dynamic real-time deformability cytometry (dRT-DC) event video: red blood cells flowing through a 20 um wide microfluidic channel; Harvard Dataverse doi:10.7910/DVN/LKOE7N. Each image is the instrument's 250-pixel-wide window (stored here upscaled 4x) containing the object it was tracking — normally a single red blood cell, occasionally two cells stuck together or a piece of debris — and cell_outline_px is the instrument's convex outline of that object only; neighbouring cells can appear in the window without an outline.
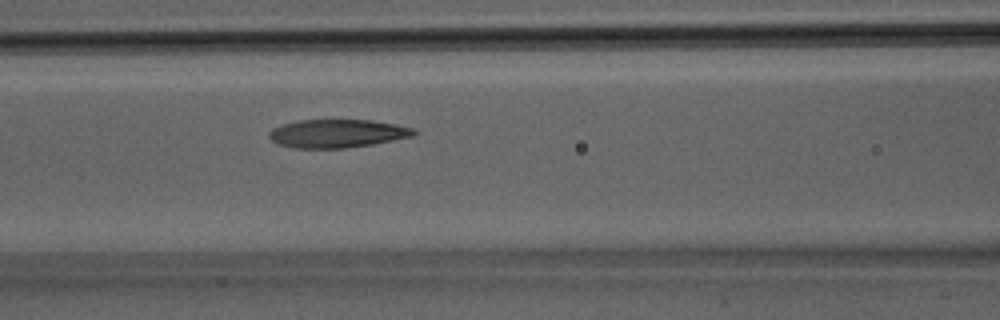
{"species": "Egyptian fruit bat (a non-hibernating species)", "species_latin": "Rousettus aegyptiacus", "temperature_condition": "room temperature", "stored_images_in_passage": 10, "camera_frame_rate_fps": 3000, "um_per_image_px": 0.085, "animal": {"sex": "male"}, "frame": {"image": 1, "passage_image": 6, "time_ms": 1.667, "image_size_px": [1000, 320], "cell_outline_px": [[416, 132], [412, 136], [372, 144], [344, 148], [296, 148], [276, 144], [268, 136], [268, 132], [272, 128], [296, 120], [372, 120], [396, 124], [412, 128]], "centroid_in_image_um": [28.61, 11.34], "position_along_channel_um": 138.0, "area_um2": 23.76}}